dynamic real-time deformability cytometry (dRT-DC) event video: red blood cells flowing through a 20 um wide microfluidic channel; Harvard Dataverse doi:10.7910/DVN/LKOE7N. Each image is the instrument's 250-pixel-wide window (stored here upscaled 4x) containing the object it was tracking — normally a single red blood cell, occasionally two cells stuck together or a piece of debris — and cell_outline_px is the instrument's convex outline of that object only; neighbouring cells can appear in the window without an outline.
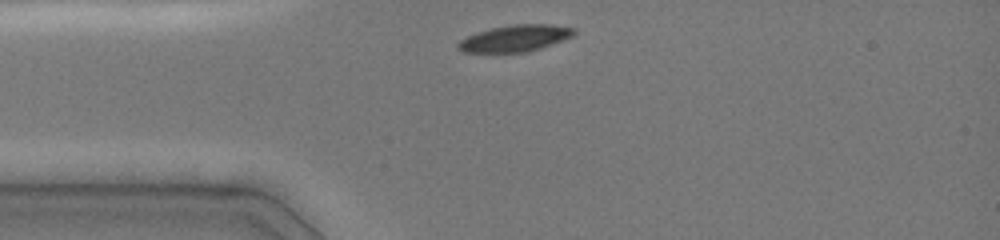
{"species": "common noctule bat (a hibernating species)", "species_latin": "Nyctalus noctula", "temperature_condition": "cold", "stored_images_in_passage": 7, "camera_frame_rate_fps": 3000, "um_per_image_px": 0.085, "animal": {"sex": "female", "body_mass_g": 19.0, "forearm_length_mm": 51.5}, "frame": {"image": 1, "passage_image": 1, "time_ms": 0.0, "image_size_px": [1000, 240], "cell_outline_px": [[576, 32], [572, 36], [552, 44], [528, 52], [464, 52], [456, 48], [456, 44], [460, 40], [476, 32], [492, 28], [512, 24], [552, 24], [576, 28]], "centroid_in_image_um": [43.78, 3.25], "position_along_channel_um": 41.2, "area_um2": 17.98}}
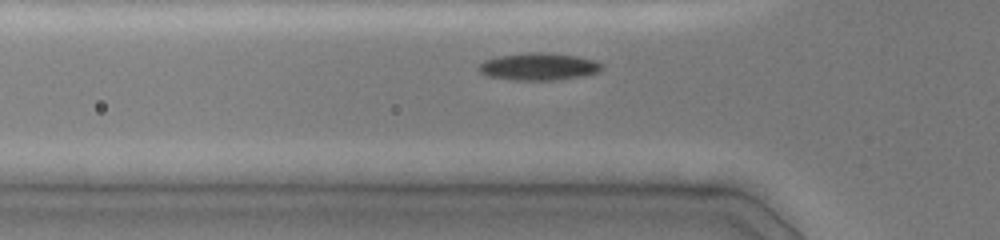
{"frame": {"image": 2, "passage_image": 5, "time_ms": 1.333, "image_size_px": [1000, 240], "cell_outline_px": [[604, 68], [600, 72], [584, 76], [556, 80], [512, 80], [488, 76], [480, 72], [480, 64], [484, 60], [496, 56], [528, 52], [544, 52], [576, 56], [596, 60], [604, 64]], "centroid_in_image_um": [45.85, 5.66], "position_along_channel_um": 80.0, "area_um2": 19.83}}